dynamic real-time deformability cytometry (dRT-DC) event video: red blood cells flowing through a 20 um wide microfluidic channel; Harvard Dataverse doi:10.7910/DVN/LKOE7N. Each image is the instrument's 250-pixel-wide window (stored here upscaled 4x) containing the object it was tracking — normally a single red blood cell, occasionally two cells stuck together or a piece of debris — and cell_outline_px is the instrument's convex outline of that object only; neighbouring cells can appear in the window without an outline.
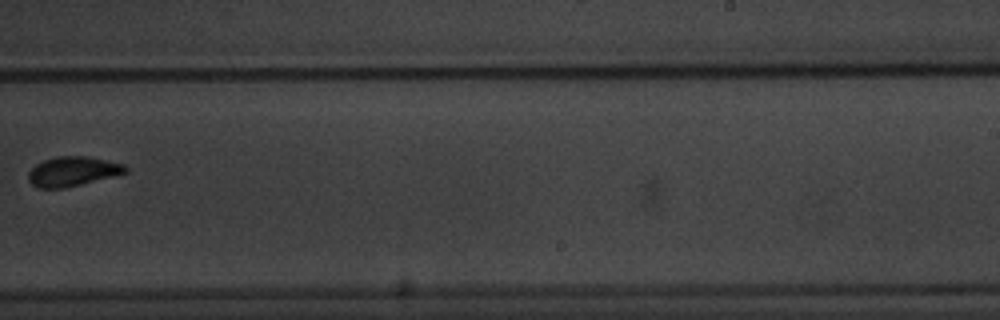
{"species": "common noctule bat (a hibernating species)", "species_latin": "Nyctalus noctula", "temperature_condition": "warm", "stored_images_in_passage": 11, "camera_frame_rate_fps": 3000, "um_per_image_px": 0.085, "animal": {"sex": "male", "body_mass_g": 20.1, "forearm_length_mm": 53.5}, "frame": {"image": 1, "passage_image": 7, "time_ms": 7.0, "image_size_px": [1000, 320], "cell_outline_px": [[128, 172], [64, 188], [40, 188], [32, 184], [28, 180], [28, 172], [36, 164], [44, 160], [56, 156], [88, 156], [124, 164], [128, 168]], "centroid_in_image_um": [6.16, 14.56], "position_along_channel_um": 282.8, "area_um2": 16.59}, "authors_computed_cell_mechanics": {"area_um2": 16.9932, "velocity_mm_per_s": 3.5591, "shape_relaxation_time_tau1_ms": 2.4565, "shape_relaxation_time_tau2_ms": null, "deformation_change_tau1": 0.107, "deformation_change_tau2": null}}